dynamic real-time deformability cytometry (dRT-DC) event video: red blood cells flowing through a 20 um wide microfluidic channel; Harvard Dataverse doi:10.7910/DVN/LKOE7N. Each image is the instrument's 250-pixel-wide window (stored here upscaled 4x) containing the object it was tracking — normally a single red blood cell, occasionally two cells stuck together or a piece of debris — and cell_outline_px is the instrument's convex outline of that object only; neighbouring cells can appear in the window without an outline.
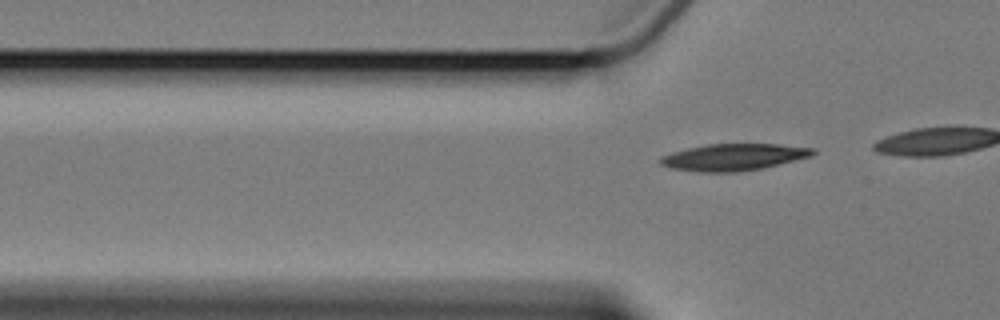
{"species": "Egyptian fruit bat (a non-hibernating species)", "species_latin": "Rousettus aegyptiacus", "temperature_condition": "cold", "stored_images_in_passage": 3, "camera_frame_rate_fps": 3000, "um_per_image_px": 0.085, "animal": {"sex": "female"}, "frame": {"image": 1, "passage_image": 3, "time_ms": 4.0, "image_size_px": [1000, 320], "cell_outline_px": [[816, 152], [812, 156], [760, 168], [732, 172], [700, 172], [672, 168], [660, 164], [660, 156], [672, 152], [704, 144], [780, 144], [816, 148]], "centroid_in_image_um": [62.36, 13.34], "position_along_channel_um": 63.4, "area_um2": 23.64}}